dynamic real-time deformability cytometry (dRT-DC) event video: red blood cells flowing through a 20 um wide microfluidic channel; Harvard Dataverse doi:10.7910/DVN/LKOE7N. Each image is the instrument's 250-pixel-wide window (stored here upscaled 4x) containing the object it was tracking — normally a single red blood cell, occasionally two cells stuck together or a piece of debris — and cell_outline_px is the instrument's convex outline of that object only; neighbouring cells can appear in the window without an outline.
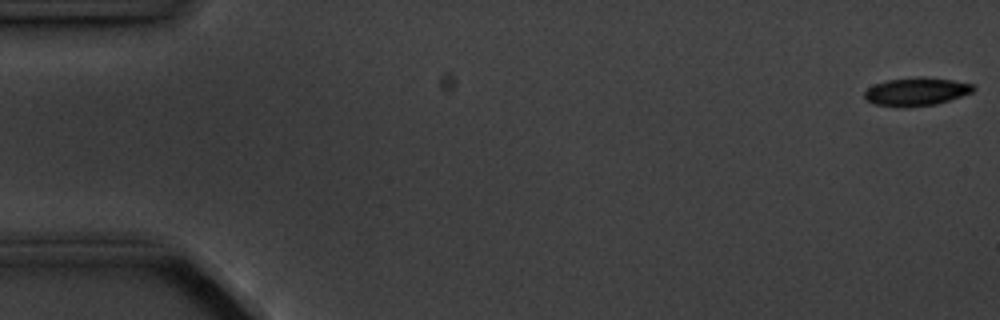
{"species": "common noctule bat (a hibernating species)", "species_latin": "Nyctalus noctula", "temperature_condition": "cold", "stored_images_in_passage": 6, "camera_frame_rate_fps": 3000, "um_per_image_px": 0.085, "animal": {"sex": "male", "body_mass_g": 20.1, "forearm_length_mm": 53.5}, "frame": {"image": 1, "passage_image": 1, "time_ms": 0.0, "image_size_px": [1000, 320], "cell_outline_px": [[976, 88], [972, 92], [936, 104], [904, 108], [900, 108], [876, 104], [868, 100], [864, 96], [864, 92], [868, 88], [876, 84], [888, 80], [952, 80], [972, 84]], "centroid_in_image_um": [77.86, 7.85], "position_along_channel_um": 7.1, "area_um2": 16.82}}
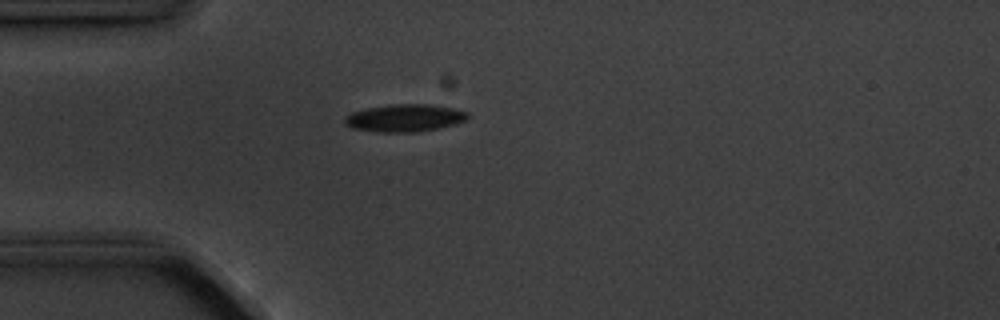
{"frame": {"image": 2, "passage_image": 5, "time_ms": 4.667, "image_size_px": [1000, 320], "cell_outline_px": [[468, 116], [464, 120], [456, 124], [440, 128], [416, 132], [376, 132], [352, 128], [344, 124], [344, 116], [352, 112], [368, 108], [392, 104], [428, 104], [452, 108], [468, 112]], "centroid_in_image_um": [34.37, 10.03], "position_along_channel_um": 50.6, "area_um2": 19.71}}